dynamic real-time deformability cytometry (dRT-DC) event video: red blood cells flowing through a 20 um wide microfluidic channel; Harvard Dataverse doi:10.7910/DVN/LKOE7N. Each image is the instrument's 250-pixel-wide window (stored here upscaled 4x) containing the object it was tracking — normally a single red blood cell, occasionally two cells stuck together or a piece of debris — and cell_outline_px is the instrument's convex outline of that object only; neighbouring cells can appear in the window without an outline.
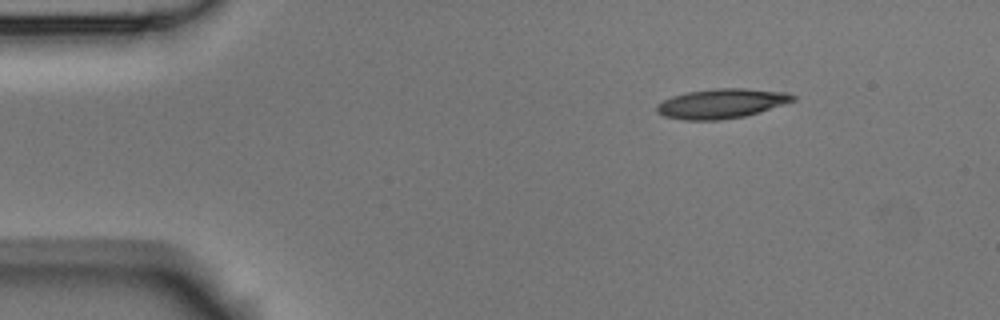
{"species": "Egyptian fruit bat (a non-hibernating species)", "species_latin": "Rousettus aegyptiacus", "temperature_condition": "room temperature", "stored_images_in_passage": 3, "camera_frame_rate_fps": 3000, "um_per_image_px": 0.085, "animal": {"sex": "male"}, "frame": {"image": 1, "passage_image": 1, "time_ms": 0.0, "image_size_px": [1000, 320], "cell_outline_px": [[796, 100], [760, 112], [744, 116], [716, 120], [684, 120], [664, 116], [656, 112], [656, 104], [672, 96], [688, 92], [716, 88], [744, 88], [788, 92], [796, 96]], "centroid_in_image_um": [61.34, 8.79], "position_along_channel_um": 23.7, "area_um2": 23.52}}